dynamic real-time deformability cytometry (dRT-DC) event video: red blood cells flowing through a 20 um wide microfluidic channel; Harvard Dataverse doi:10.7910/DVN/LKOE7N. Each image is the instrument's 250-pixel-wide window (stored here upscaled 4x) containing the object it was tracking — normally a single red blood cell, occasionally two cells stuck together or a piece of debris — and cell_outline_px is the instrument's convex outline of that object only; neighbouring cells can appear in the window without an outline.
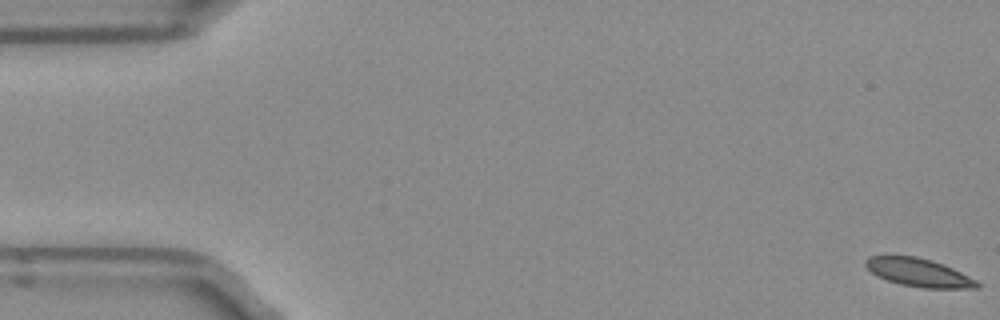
{"species": "Egyptian fruit bat (a non-hibernating species)", "species_latin": "Rousettus aegyptiacus", "temperature_condition": "room temperature", "stored_images_in_passage": 52, "camera_frame_rate_fps": 3000, "um_per_image_px": 0.085, "frame": {"image": 1, "passage_image": 1, "time_ms": 0.0, "image_size_px": [1000, 320], "cell_outline_px": [[980, 288], [924, 288], [900, 284], [888, 280], [872, 272], [864, 264], [864, 260], [868, 256], [916, 256], [932, 260], [944, 264], [976, 280], [980, 284]], "centroid_in_image_um": [78.1, 23.16], "position_along_channel_um": 6.9, "area_um2": 18.15}}
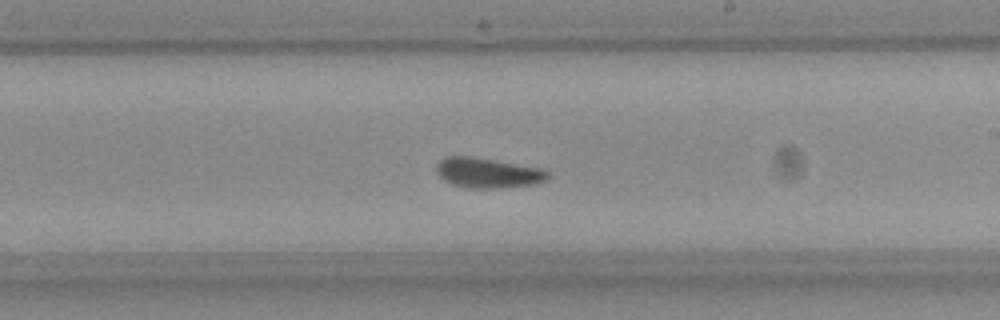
{"frame": {"image": 2, "passage_image": 30, "time_ms": 9.667, "image_size_px": [1000, 320], "cell_outline_px": [[552, 176], [536, 184], [500, 188], [468, 188], [452, 184], [444, 180], [436, 172], [436, 164], [440, 160], [448, 156], [472, 156], [540, 168], [552, 172]], "centroid_in_image_um": [41.48, 14.69], "position_along_channel_um": 247.5, "area_um2": 19.65}}
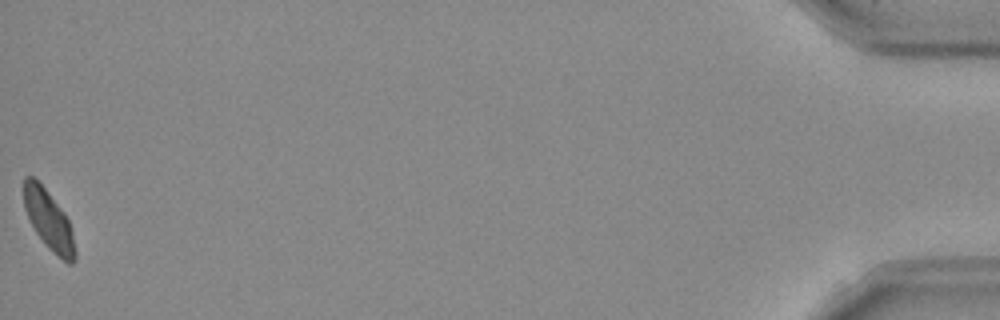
{"frame": {"image": 3, "passage_image": 52, "time_ms": 17.0, "image_size_px": [1000, 320], "cell_outline_px": [[76, 260], [72, 264], [68, 264], [48, 248], [44, 244], [36, 232], [24, 208], [24, 176], [32, 176], [48, 192], [64, 212], [68, 220], [72, 232], [76, 252]], "centroid_in_image_um": [4.16, 18.74], "position_along_channel_um": 431.0, "area_um2": 17.57}, "authors_computed_cell_mechanics": {"area_um2": 19.0451, "velocity_mm_per_s": 3.9169, "shape_relaxation_time_tau1_ms": null, "shape_relaxation_time_tau2_ms": 4.7929, "deformation_change_tau1": null, "deformation_change_tau2": 0.0626}}